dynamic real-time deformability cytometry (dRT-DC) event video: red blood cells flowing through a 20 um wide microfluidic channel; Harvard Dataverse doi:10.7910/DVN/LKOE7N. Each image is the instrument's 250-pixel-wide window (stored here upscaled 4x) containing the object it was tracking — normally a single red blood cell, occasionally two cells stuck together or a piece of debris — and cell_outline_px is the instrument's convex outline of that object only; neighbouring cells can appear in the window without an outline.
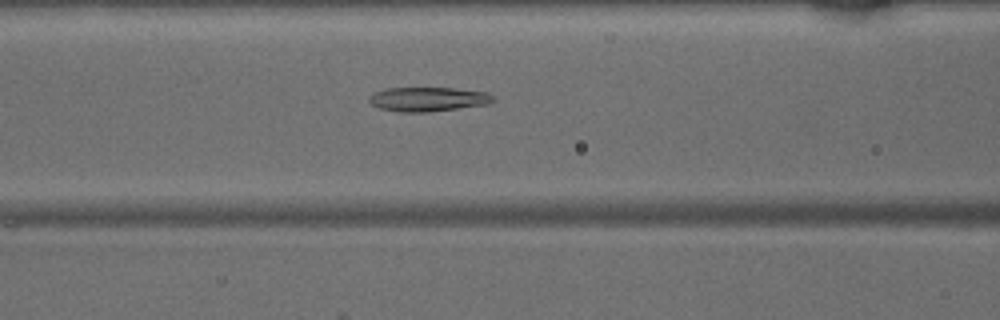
{"species": "common noctule bat (a hibernating species)", "species_latin": "Nyctalus noctula", "temperature_condition": "warm", "stored_images_in_passage": 25, "camera_frame_rate_fps": 3000, "um_per_image_px": 0.085, "animal": {"sex": "male", "body_mass_g": 15.6}, "frame": {"image": 1, "passage_image": 6, "time_ms": 1.667, "image_size_px": [1000, 320], "cell_outline_px": [[496, 100], [488, 104], [428, 112], [400, 112], [380, 108], [372, 104], [368, 100], [368, 96], [376, 92], [388, 88], [456, 88], [488, 92]], "centroid_in_image_um": [36.4, 8.43], "position_along_channel_um": 130.2, "area_um2": 17.51}}
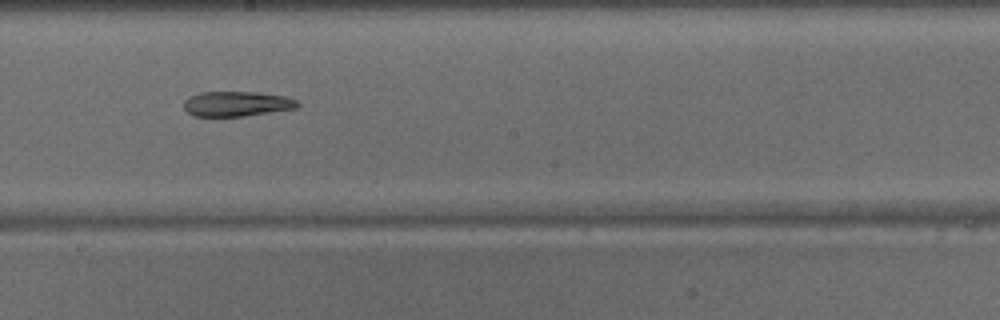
{"frame": {"image": 2, "passage_image": 13, "time_ms": 4.0, "image_size_px": [1000, 320], "cell_outline_px": [[300, 104], [296, 108], [244, 116], [192, 116], [184, 108], [184, 100], [188, 96], [200, 92], [256, 92], [288, 96], [296, 100]], "centroid_in_image_um": [20.11, 8.82], "position_along_channel_um": 228.1, "area_um2": 16.65}}
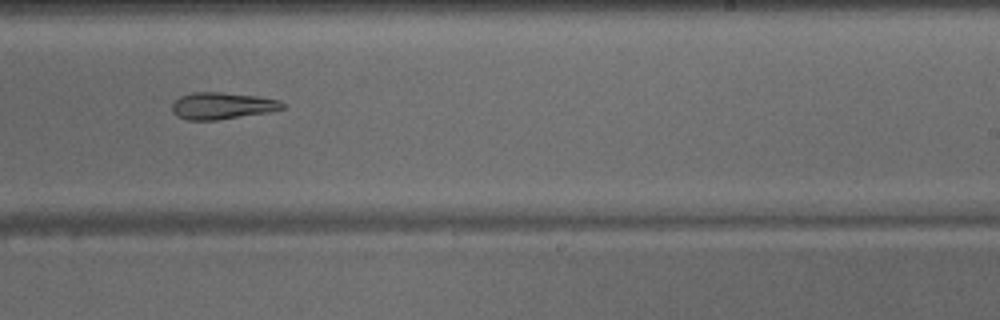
{"frame": {"image": 3, "passage_image": 16, "time_ms": 5.0, "image_size_px": [1000, 320], "cell_outline_px": [[284, 108], [268, 112], [216, 120], [188, 120], [176, 116], [172, 112], [172, 104], [180, 96], [192, 92], [220, 92], [260, 96], [280, 100], [284, 104]], "centroid_in_image_um": [18.87, 8.98], "position_along_channel_um": 270.1, "area_um2": 17.28}}